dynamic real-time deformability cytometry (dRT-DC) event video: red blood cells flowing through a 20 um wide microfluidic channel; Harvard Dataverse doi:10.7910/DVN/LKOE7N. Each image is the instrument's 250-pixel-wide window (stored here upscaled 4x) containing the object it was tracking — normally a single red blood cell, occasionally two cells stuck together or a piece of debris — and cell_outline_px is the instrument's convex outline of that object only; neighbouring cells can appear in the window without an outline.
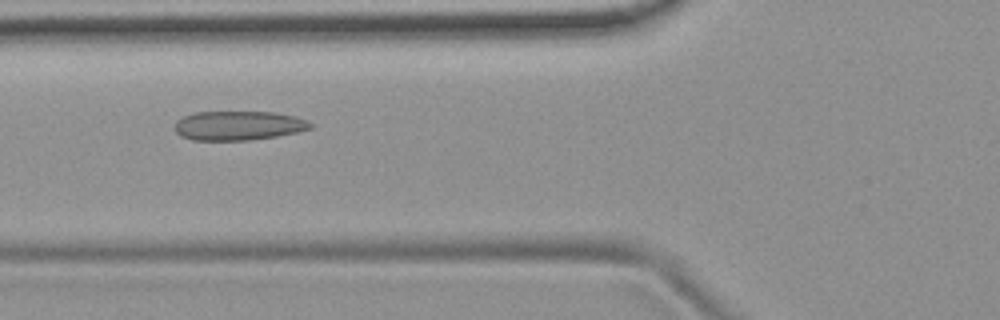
{"species": "common noctule bat (a hibernating species)", "species_latin": "Nyctalus noctula", "temperature_condition": "room temperature", "stored_images_in_passage": 53, "camera_frame_rate_fps": 3000, "um_per_image_px": 0.085, "animal": {"sex": "female", "body_mass_g": 19.9}, "frame": {"image": 1, "passage_image": 20, "time_ms": 6.333, "image_size_px": [1000, 320], "cell_outline_px": [[312, 128], [296, 132], [276, 136], [252, 140], [192, 140], [180, 136], [176, 132], [176, 120], [192, 112], [272, 112], [292, 116], [308, 120], [312, 124]], "centroid_in_image_um": [20.24, 10.68], "position_along_channel_um": 105.6, "area_um2": 23.06}}
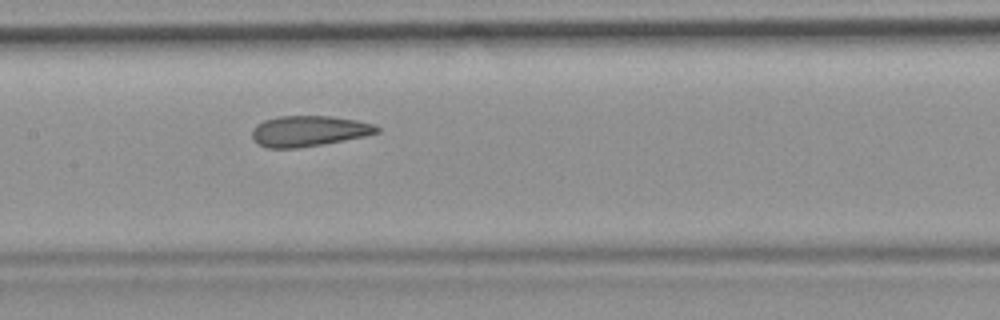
{"frame": {"image": 2, "passage_image": 26, "time_ms": 8.333, "image_size_px": [1000, 320], "cell_outline_px": [[380, 132], [364, 136], [320, 144], [296, 148], [268, 148], [252, 140], [252, 128], [256, 124], [264, 120], [276, 116], [332, 116], [356, 120], [372, 124], [380, 128]], "centroid_in_image_um": [26.2, 11.12], "position_along_channel_um": 181.2, "area_um2": 22.2}}
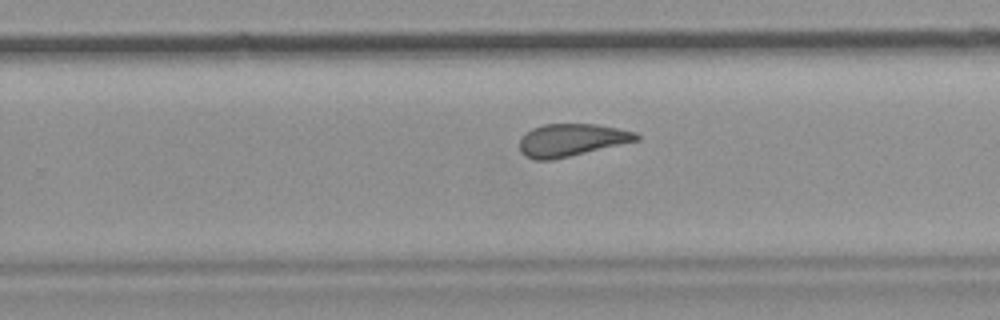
{"frame": {"image": 3, "passage_image": 34, "time_ms": 11.0, "image_size_px": [1000, 320], "cell_outline_px": [[640, 140], [552, 160], [536, 160], [524, 156], [520, 152], [520, 140], [532, 128], [544, 124], [596, 124], [636, 132], [640, 136]], "centroid_in_image_um": [48.58, 11.91], "position_along_channel_um": 281.2, "area_um2": 22.02}, "authors_computed_cell_mechanics": {"area_um2": 23.2356, "velocity_mm_per_s": 3.7808, "shape_relaxation_time_tau1_ms": null, "shape_relaxation_time_tau2_ms": 1.9649, "deformation_change_tau1": null, "deformation_change_tau2": 0.084}}